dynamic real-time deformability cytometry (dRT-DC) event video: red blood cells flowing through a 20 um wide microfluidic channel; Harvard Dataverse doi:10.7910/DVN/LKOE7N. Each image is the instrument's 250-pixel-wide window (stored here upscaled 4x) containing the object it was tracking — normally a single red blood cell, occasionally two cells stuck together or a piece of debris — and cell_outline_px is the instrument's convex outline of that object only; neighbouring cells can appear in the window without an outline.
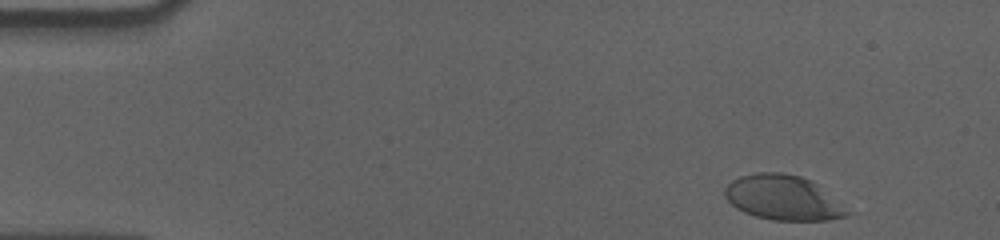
{"species": "human", "species_latin": "Homo sapiens", "temperature_condition": "cold", "stored_images_in_passage": 46, "camera_frame_rate_fps": 3000, "um_per_image_px": 0.085, "donor": {"sex": "male"}, "frame": {"image": 1, "passage_image": 3, "time_ms": 0.667, "image_size_px": [1000, 240], "cell_outline_px": [[856, 212], [844, 216], [828, 220], [772, 220], [756, 216], [744, 212], [736, 208], [724, 196], [724, 188], [732, 180], [740, 176], [756, 172], [780, 172], [800, 176], [812, 180]], "centroid_in_image_um": [66.62, 16.8], "position_along_channel_um": 18.4, "area_um2": 32.43}}
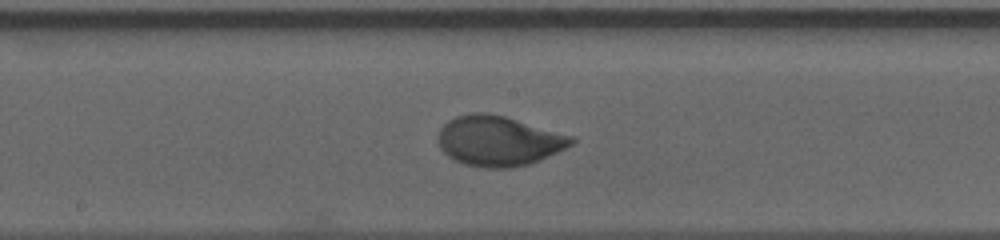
{"frame": {"image": 2, "passage_image": 28, "time_ms": 9.0, "image_size_px": [1000, 240], "cell_outline_px": [[576, 140], [572, 144], [540, 160], [528, 164], [512, 168], [484, 168], [464, 164], [452, 160], [440, 148], [436, 136], [440, 128], [448, 120], [456, 116], [472, 112], [488, 112], [504, 116], [576, 136]], "centroid_in_image_um": [42.36, 11.97], "position_along_channel_um": 205.8, "area_um2": 39.3}}
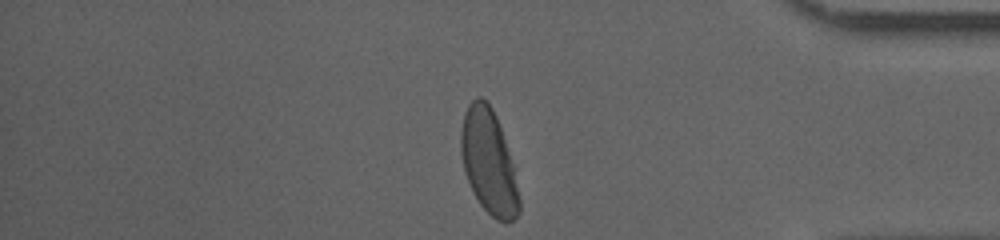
{"frame": {"image": 3, "passage_image": 46, "time_ms": 15.0, "image_size_px": [1000, 240], "cell_outline_px": [[520, 212], [508, 224], [504, 224], [496, 220], [480, 204], [472, 192], [464, 172], [460, 152], [460, 132], [464, 112], [468, 104], [476, 96], [480, 96], [492, 108], [496, 116], [512, 164], [520, 200]], "centroid_in_image_um": [41.51, 13.78], "position_along_channel_um": 393.7, "area_um2": 35.37}, "authors_computed_cell_mechanics": {"area_um2": 37.5989, "velocity_mm_per_s": 3.5382, "shape_relaxation_time_tau1_ms": 2.9805, "shape_relaxation_time_tau2_ms": null, "deformation_change_tau1": 0.1625, "deformation_change_tau2": null}}